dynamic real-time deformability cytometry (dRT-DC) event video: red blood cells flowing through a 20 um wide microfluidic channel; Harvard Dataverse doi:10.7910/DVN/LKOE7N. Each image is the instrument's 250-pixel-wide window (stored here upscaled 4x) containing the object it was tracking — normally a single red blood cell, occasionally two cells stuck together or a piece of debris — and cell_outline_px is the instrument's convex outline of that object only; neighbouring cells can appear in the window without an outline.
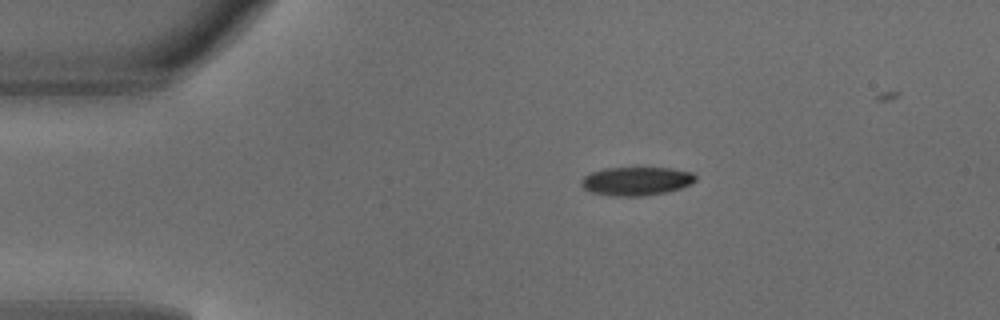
{"species": "common noctule bat (a hibernating species)", "species_latin": "Nyctalus noctula", "temperature_condition": "warm", "stored_images_in_passage": 4, "camera_frame_rate_fps": 3000, "um_per_image_px": 0.085, "animal": {"sex": "male", "body_mass_g": 18.8}, "frame": {"image": 1, "passage_image": 2, "time_ms": 0.333, "image_size_px": [1000, 320], "cell_outline_px": [[696, 180], [692, 184], [680, 188], [664, 192], [644, 196], [612, 196], [592, 192], [584, 188], [580, 184], [580, 180], [584, 176], [592, 172], [604, 168], [668, 168], [692, 172], [696, 176]], "centroid_in_image_um": [54.08, 15.39], "position_along_channel_um": 30.9, "area_um2": 18.96}}
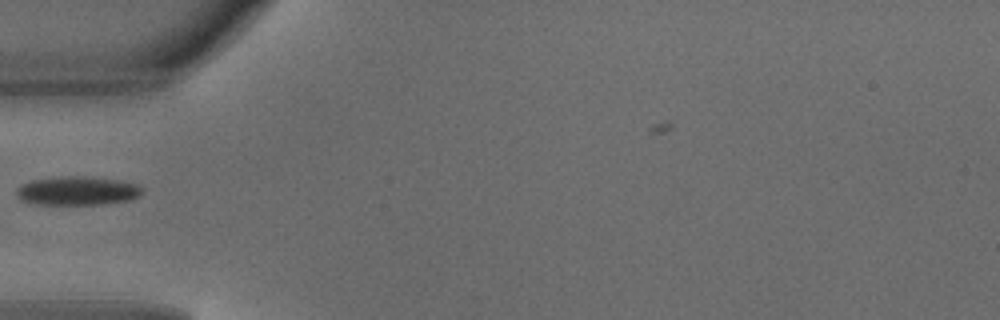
{"frame": {"image": 2, "passage_image": 4, "time_ms": 1.0, "image_size_px": [1000, 320], "cell_outline_px": [[144, 192], [140, 196], [128, 200], [104, 204], [36, 204], [20, 200], [16, 192], [16, 188], [20, 184], [32, 180], [60, 176], [84, 176], [116, 180], [136, 184]], "centroid_in_image_um": [6.53, 16.22], "position_along_channel_um": 78.5, "area_um2": 21.04}}